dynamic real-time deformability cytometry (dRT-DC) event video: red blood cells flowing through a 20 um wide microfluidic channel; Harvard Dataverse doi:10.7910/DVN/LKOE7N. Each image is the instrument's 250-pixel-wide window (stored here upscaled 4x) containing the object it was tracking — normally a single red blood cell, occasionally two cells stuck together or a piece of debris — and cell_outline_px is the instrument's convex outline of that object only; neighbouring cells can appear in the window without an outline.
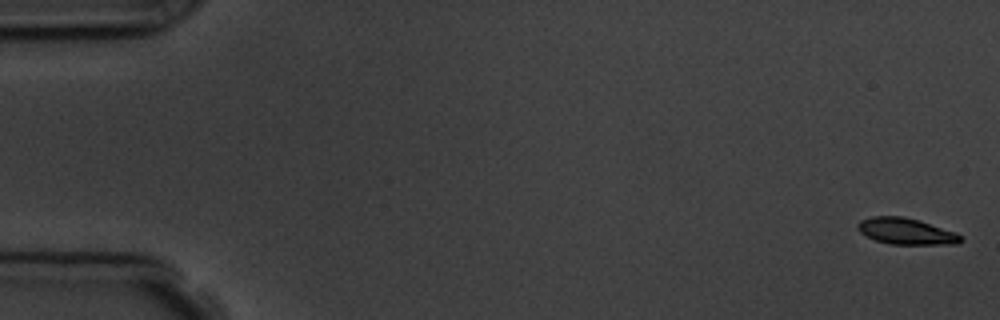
{"species": "common noctule bat (a hibernating species)", "species_latin": "Nyctalus noctula", "temperature_condition": "room temperature", "stored_images_in_passage": 5, "camera_frame_rate_fps": 3000, "um_per_image_px": 0.085, "animal": {"sex": "male", "body_mass_g": 19.5, "forearm_length_mm": 54.6}, "frame": {"image": 1, "passage_image": 1, "time_ms": 0.0, "image_size_px": [1000, 320], "cell_outline_px": [[964, 240], [956, 244], [888, 244], [876, 240], [860, 232], [856, 228], [856, 224], [860, 220], [872, 216], [904, 216], [956, 232]], "centroid_in_image_um": [76.99, 19.65], "position_along_channel_um": 8.0, "area_um2": 15.72}}